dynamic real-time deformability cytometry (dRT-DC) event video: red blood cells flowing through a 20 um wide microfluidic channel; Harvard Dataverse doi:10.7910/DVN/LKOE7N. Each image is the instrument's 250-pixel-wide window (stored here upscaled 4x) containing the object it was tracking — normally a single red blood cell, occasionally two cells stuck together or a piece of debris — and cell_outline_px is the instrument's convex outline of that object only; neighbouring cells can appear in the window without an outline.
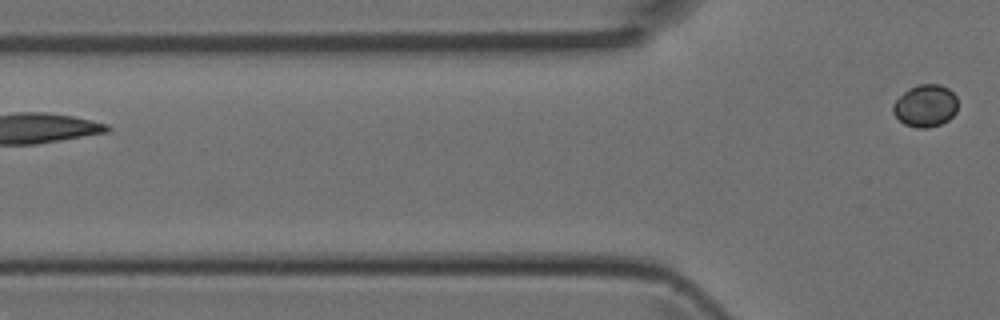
{"species": "Egyptian fruit bat (a non-hibernating species)", "species_latin": "Rousettus aegyptiacus", "temperature_condition": "room temperature", "stored_images_in_passage": 3, "camera_frame_rate_fps": 3000, "um_per_image_px": 0.085, "animal": {"sex": "female"}, "frame": {"image": 1, "passage_image": 3, "time_ms": 0.667, "image_size_px": [1000, 320], "cell_outline_px": [[956, 112], [948, 120], [940, 124], [928, 128], [916, 128], [904, 124], [892, 112], [892, 104], [908, 88], [920, 84], [940, 84], [948, 88], [956, 96]], "centroid_in_image_um": [78.64, 8.99], "position_along_channel_um": 47.2, "area_um2": 15.95}}